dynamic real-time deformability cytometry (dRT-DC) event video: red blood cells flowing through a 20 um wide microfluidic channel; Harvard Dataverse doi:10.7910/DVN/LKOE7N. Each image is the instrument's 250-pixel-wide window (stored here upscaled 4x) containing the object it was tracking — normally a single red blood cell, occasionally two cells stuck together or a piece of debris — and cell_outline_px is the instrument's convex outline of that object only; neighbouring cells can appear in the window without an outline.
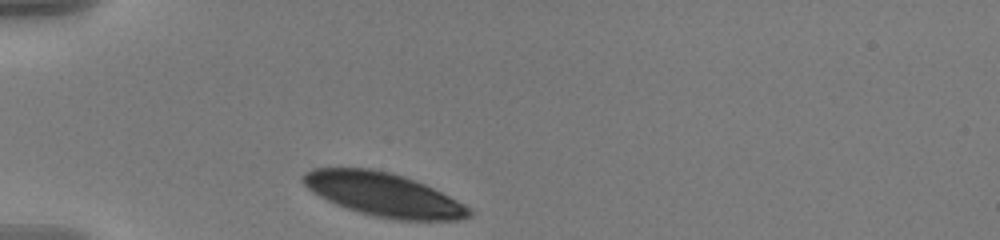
{"species": "human", "species_latin": "Homo sapiens", "temperature_condition": "warm", "stored_images_in_passage": 34, "camera_frame_rate_fps": 3000, "um_per_image_px": 0.085, "donor": {"sex": "male"}, "frame": {"image": 1, "passage_image": 1, "time_ms": 0.0, "image_size_px": [1000, 240], "cell_outline_px": [[476, 212], [472, 216], [460, 220], [396, 220], [376, 216], [360, 212], [336, 204], [312, 192], [300, 180], [300, 176], [304, 172], [312, 168], [368, 168], [388, 172], [404, 176], [424, 184], [456, 200]], "centroid_in_image_um": [32.59, 16.54], "position_along_channel_um": 52.4, "area_um2": 41.91}}
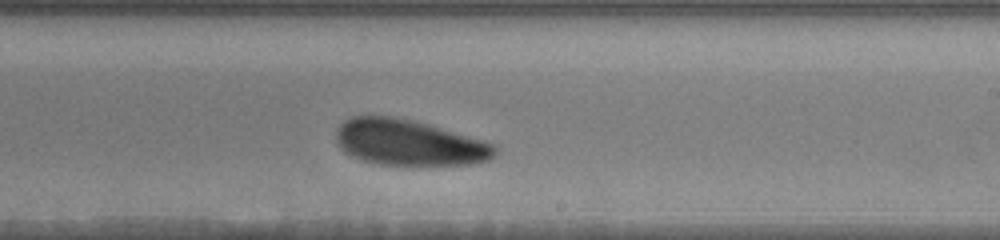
{"frame": {"image": 2, "passage_image": 20, "time_ms": 6.333, "image_size_px": [1000, 240], "cell_outline_px": [[496, 152], [488, 160], [472, 164], [408, 168], [376, 164], [360, 160], [344, 152], [340, 148], [336, 140], [336, 128], [344, 120], [352, 116], [392, 116], [412, 120], [428, 124], [484, 140], [492, 144], [496, 148]], "centroid_in_image_um": [34.73, 12.17], "position_along_channel_um": 254.3, "area_um2": 43.64}}
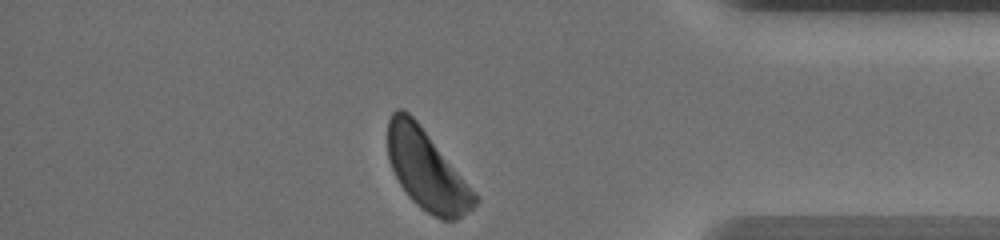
{"frame": {"image": 3, "passage_image": 34, "time_ms": 11.0, "image_size_px": [1000, 240], "cell_outline_px": [[480, 200], [472, 208], [456, 220], [444, 220], [428, 212], [416, 204], [408, 196], [400, 184], [388, 160], [388, 120], [392, 112], [396, 108], [404, 108], [416, 120]], "centroid_in_image_um": [36.22, 14.43], "position_along_channel_um": 399.0, "area_um2": 39.42}, "authors_computed_cell_mechanics": {"area_um2": 43.6101, "velocity_mm_per_s": 3.5282, "shape_relaxation_time_tau1_ms": 1.236, "shape_relaxation_time_tau2_ms": null, "deformation_change_tau1": 0.0544, "deformation_change_tau2": null}}